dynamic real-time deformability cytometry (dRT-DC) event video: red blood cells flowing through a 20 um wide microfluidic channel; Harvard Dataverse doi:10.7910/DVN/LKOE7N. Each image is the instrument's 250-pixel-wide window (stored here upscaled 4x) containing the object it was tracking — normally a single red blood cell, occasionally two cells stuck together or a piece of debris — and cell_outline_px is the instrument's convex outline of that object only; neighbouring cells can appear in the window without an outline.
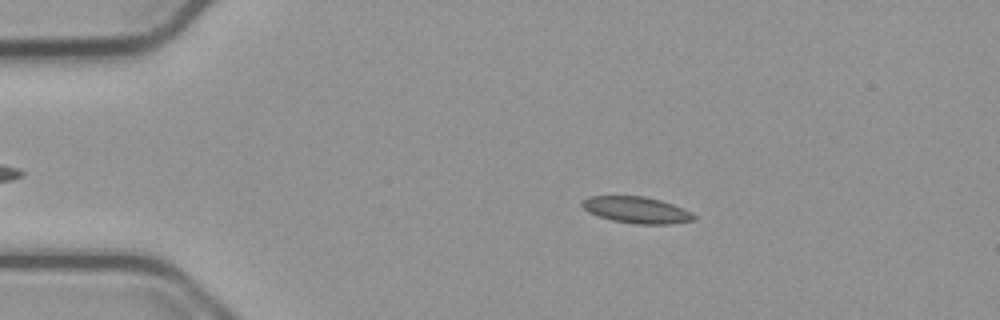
{"species": "common noctule bat (a hibernating species)", "species_latin": "Nyctalus noctula", "temperature_condition": "cold", "stored_images_in_passage": 47, "camera_frame_rate_fps": 3000, "um_per_image_px": 0.085, "animal": {"sex": "male", "body_mass_g": 23.1, "forearm_length_mm": 52.7}, "frame": {"image": 1, "passage_image": 11, "time_ms": 3.333, "image_size_px": [1000, 320], "cell_outline_px": [[696, 220], [668, 224], [636, 224], [612, 220], [588, 212], [580, 204], [588, 196], [644, 196], [660, 200], [672, 204], [692, 212], [696, 216]], "centroid_in_image_um": [54.13, 17.84], "position_along_channel_um": 30.9, "area_um2": 17.17}}
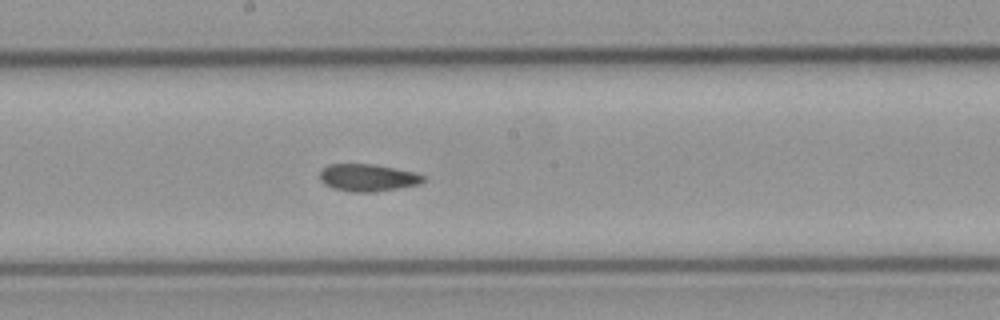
{"frame": {"image": 2, "passage_image": 30, "time_ms": 9.667, "image_size_px": [1000, 320], "cell_outline_px": [[424, 180], [420, 184], [376, 192], [352, 192], [332, 188], [324, 184], [320, 180], [320, 172], [328, 164], [376, 164], [412, 172], [424, 176]], "centroid_in_image_um": [31.23, 15.1], "position_along_channel_um": 217.0, "area_um2": 16.42}}
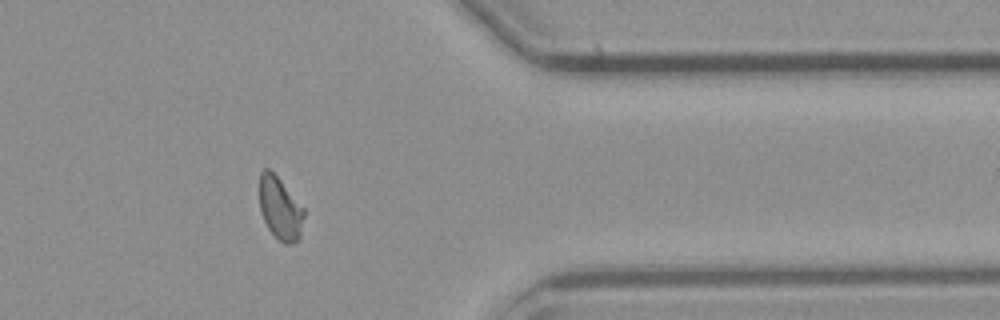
{"frame": {"image": 3, "passage_image": 45, "time_ms": 14.667, "image_size_px": [1000, 320], "cell_outline_px": [[304, 216], [300, 240], [288, 244], [284, 244], [268, 228], [264, 220], [260, 208], [260, 172], [264, 168], [268, 168], [280, 180], [304, 208]], "centroid_in_image_um": [23.82, 17.73], "position_along_channel_um": 387.6, "area_um2": 16.07}, "authors_computed_cell_mechanics": {"area_um2": 16.7042, "velocity_mm_per_s": 3.7649, "shape_relaxation_time_tau1_ms": null, "shape_relaxation_time_tau2_ms": 1.2911, "deformation_change_tau1": null, "deformation_change_tau2": 0.0446}}